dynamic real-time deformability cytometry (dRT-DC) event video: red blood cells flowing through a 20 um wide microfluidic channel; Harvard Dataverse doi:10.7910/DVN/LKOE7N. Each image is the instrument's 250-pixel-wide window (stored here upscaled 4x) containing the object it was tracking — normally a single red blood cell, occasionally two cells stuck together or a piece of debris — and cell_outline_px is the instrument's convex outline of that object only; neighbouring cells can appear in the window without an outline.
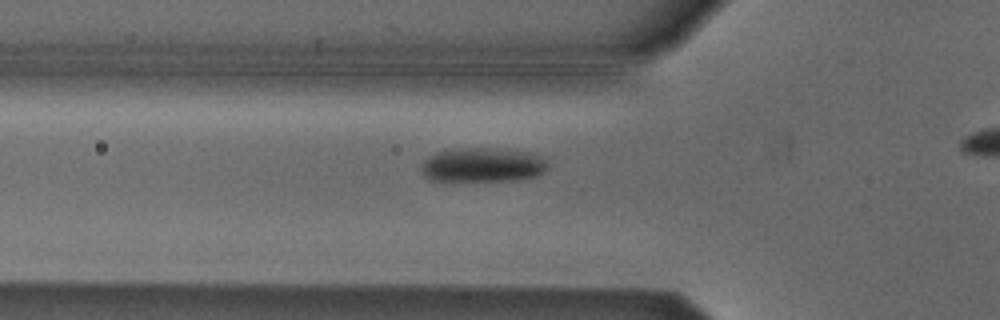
{"species": "Egyptian fruit bat (a non-hibernating species)", "species_latin": "Rousettus aegyptiacus", "temperature_condition": "cold", "stored_images_in_passage": 36, "camera_frame_rate_fps": 3000, "um_per_image_px": 0.085, "animal": {"sex": "male"}, "frame": {"image": 1, "passage_image": 10, "time_ms": 3.0, "image_size_px": [1000, 320], "cell_outline_px": [[548, 168], [540, 176], [516, 180], [428, 180], [420, 172], [420, 164], [424, 160], [436, 152], [468, 148], [488, 148], [532, 152], [548, 156]], "centroid_in_image_um": [41.1, 14.02], "position_along_channel_um": 84.7, "area_um2": 25.66}}
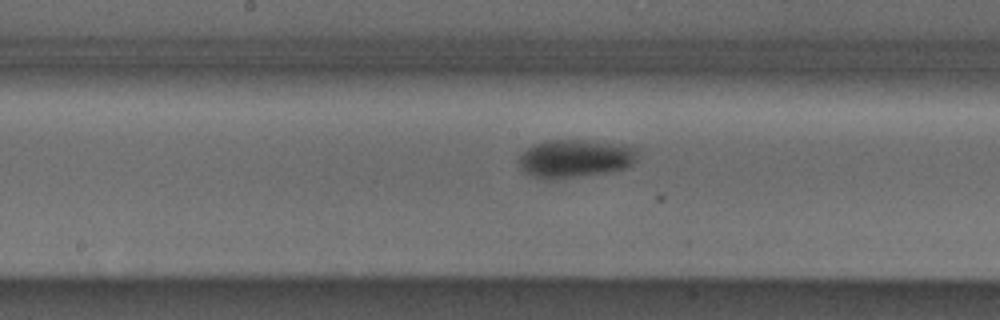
{"frame": {"image": 2, "passage_image": 19, "time_ms": 6.0, "image_size_px": [1000, 320], "cell_outline_px": [[636, 160], [628, 168], [580, 176], [548, 180], [544, 180], [532, 176], [524, 172], [520, 168], [520, 156], [528, 148], [536, 144], [548, 140], [584, 140], [620, 144], [636, 148]], "centroid_in_image_um": [48.87, 13.48], "position_along_channel_um": 199.3, "area_um2": 26.13}}
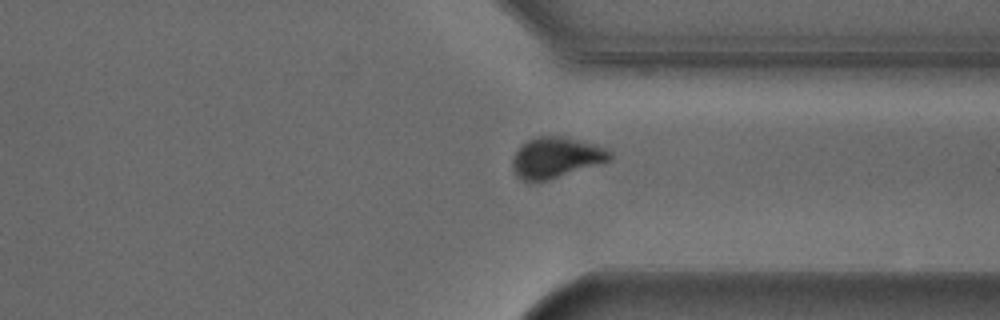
{"frame": {"image": 3, "passage_image": 32, "time_ms": 10.333, "image_size_px": [1000, 320], "cell_outline_px": [[612, 160], [604, 164], [548, 180], [528, 184], [520, 180], [516, 176], [512, 168], [512, 156], [520, 144], [528, 140], [540, 136], [568, 136], [608, 148], [612, 152]], "centroid_in_image_um": [47.27, 13.42], "position_along_channel_um": 364.1, "area_um2": 24.16}}